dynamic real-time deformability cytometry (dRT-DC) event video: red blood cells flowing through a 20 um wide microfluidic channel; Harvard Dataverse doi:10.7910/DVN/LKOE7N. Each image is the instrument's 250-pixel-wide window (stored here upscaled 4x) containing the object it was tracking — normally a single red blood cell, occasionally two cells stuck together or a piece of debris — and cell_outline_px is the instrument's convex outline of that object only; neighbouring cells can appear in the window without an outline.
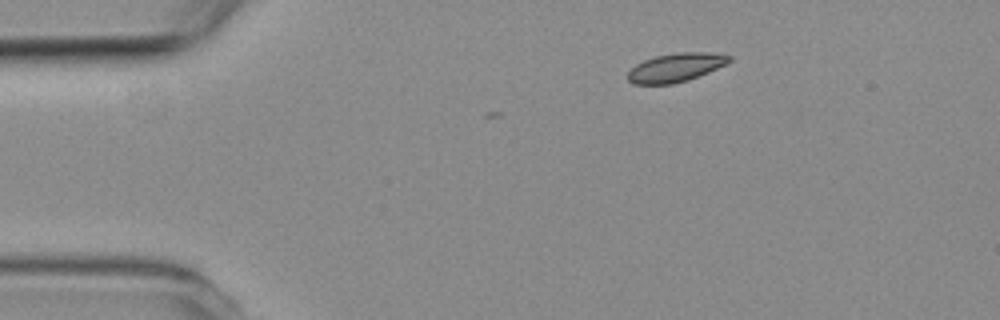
{"species": "common noctule bat (a hibernating species)", "species_latin": "Nyctalus noctula", "temperature_condition": "room temperature", "stored_images_in_passage": 3, "camera_frame_rate_fps": 3000, "um_per_image_px": 0.085, "animal": {"sex": "female", "body_mass_g": 19.3, "forearm_length_mm": 54.1}, "frame": {"image": 1, "passage_image": 1, "time_ms": 0.0, "image_size_px": [1000, 320], "cell_outline_px": [[732, 60], [728, 64], [688, 80], [672, 84], [632, 84], [628, 80], [628, 72], [636, 64], [644, 60], [656, 56], [676, 52], [708, 52], [732, 56]], "centroid_in_image_um": [57.46, 5.73], "position_along_channel_um": 27.5, "area_um2": 16.99}}